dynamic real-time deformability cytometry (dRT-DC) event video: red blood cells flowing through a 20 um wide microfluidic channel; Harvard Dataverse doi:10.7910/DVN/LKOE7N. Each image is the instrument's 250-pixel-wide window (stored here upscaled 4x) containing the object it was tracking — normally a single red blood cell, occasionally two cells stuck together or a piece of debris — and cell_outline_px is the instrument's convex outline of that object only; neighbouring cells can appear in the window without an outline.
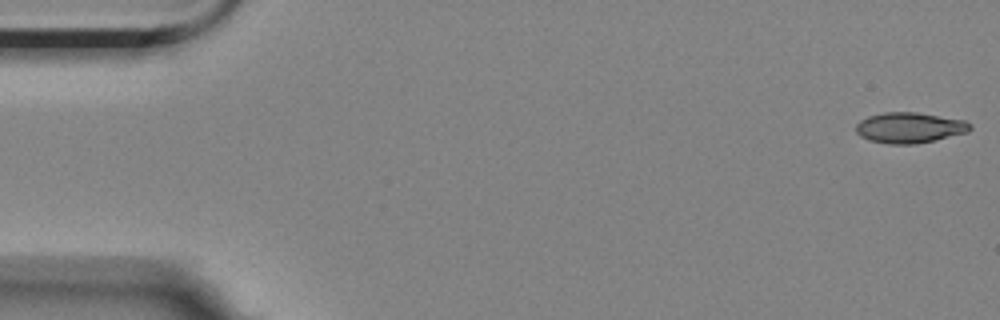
{"species": "Egyptian fruit bat (a non-hibernating species)", "species_latin": "Rousettus aegyptiacus", "temperature_condition": "room temperature", "stored_images_in_passage": 5, "camera_frame_rate_fps": 3000, "um_per_image_px": 0.085, "animal": {"sex": "female"}, "frame": {"image": 1, "passage_image": 1, "time_ms": 0.0, "image_size_px": [1000, 320], "cell_outline_px": [[972, 128], [968, 132], [916, 144], [888, 144], [868, 140], [860, 136], [856, 132], [856, 124], [860, 120], [868, 116], [884, 112], [916, 112], [964, 120], [972, 124]], "centroid_in_image_um": [77.29, 10.85], "position_along_channel_um": 7.7, "area_um2": 20.4}}
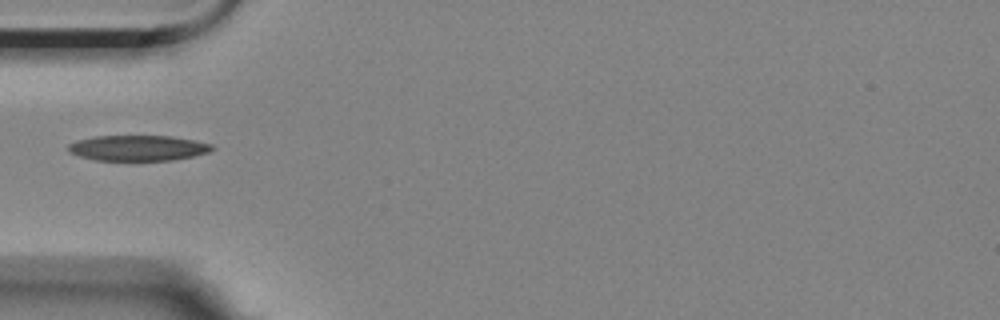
{"frame": {"image": 2, "passage_image": 5, "time_ms": 5.667, "image_size_px": [1000, 320], "cell_outline_px": [[216, 148], [208, 152], [192, 156], [172, 160], [96, 160], [80, 156], [68, 152], [68, 144], [76, 140], [92, 136], [172, 136], [212, 144]], "centroid_in_image_um": [11.7, 12.57], "position_along_channel_um": 73.3, "area_um2": 21.33}}